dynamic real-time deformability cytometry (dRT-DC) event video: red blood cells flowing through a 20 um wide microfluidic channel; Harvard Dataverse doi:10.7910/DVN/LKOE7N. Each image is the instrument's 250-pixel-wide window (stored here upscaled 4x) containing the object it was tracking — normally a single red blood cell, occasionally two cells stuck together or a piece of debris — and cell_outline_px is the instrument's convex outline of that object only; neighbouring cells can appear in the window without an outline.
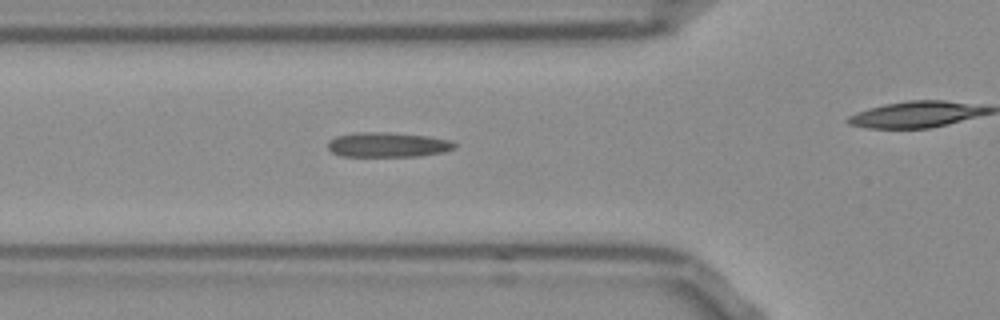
{"species": "Egyptian fruit bat (a non-hibernating species)", "species_latin": "Rousettus aegyptiacus", "temperature_condition": "room temperature", "stored_images_in_passage": 29, "camera_frame_rate_fps": 3000, "um_per_image_px": 0.085, "frame": {"image": 1, "passage_image": 5, "time_ms": 1.333, "image_size_px": [1000, 320], "cell_outline_px": [[456, 148], [444, 152], [420, 156], [340, 156], [332, 152], [328, 148], [328, 140], [336, 136], [356, 132], [388, 132], [428, 136], [448, 140], [456, 144]], "centroid_in_image_um": [32.94, 12.3], "position_along_channel_um": 92.9, "area_um2": 18.38}}
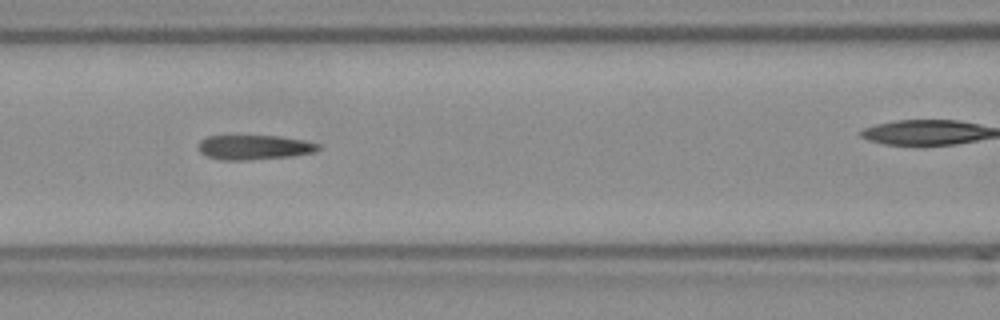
{"frame": {"image": 2, "passage_image": 9, "time_ms": 2.667, "image_size_px": [1000, 320], "cell_outline_px": [[320, 148], [312, 152], [288, 156], [244, 160], [224, 160], [208, 156], [200, 152], [200, 140], [208, 136], [280, 136], [304, 140], [320, 144]], "centroid_in_image_um": [21.61, 12.51], "position_along_channel_um": 145.0, "area_um2": 16.82}}